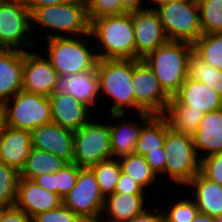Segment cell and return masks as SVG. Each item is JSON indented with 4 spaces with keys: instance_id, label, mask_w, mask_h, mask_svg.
<instances>
[{
    "instance_id": "cell-1",
    "label": "cell",
    "mask_w": 222,
    "mask_h": 222,
    "mask_svg": "<svg viewBox=\"0 0 222 222\" xmlns=\"http://www.w3.org/2000/svg\"><path fill=\"white\" fill-rule=\"evenodd\" d=\"M90 35L93 44L96 40L94 47L99 60H136L133 12L94 19L90 22Z\"/></svg>"
},
{
    "instance_id": "cell-2",
    "label": "cell",
    "mask_w": 222,
    "mask_h": 222,
    "mask_svg": "<svg viewBox=\"0 0 222 222\" xmlns=\"http://www.w3.org/2000/svg\"><path fill=\"white\" fill-rule=\"evenodd\" d=\"M100 97L112 103L109 114L146 113L135 101L132 89L133 59H104L97 63ZM103 95V96H102ZM134 111L132 112L131 110Z\"/></svg>"
},
{
    "instance_id": "cell-3",
    "label": "cell",
    "mask_w": 222,
    "mask_h": 222,
    "mask_svg": "<svg viewBox=\"0 0 222 222\" xmlns=\"http://www.w3.org/2000/svg\"><path fill=\"white\" fill-rule=\"evenodd\" d=\"M31 19L32 30H36L34 27L38 26V29H47L48 32L42 38L43 41L54 37H77L90 34L86 0L37 8L31 14Z\"/></svg>"
},
{
    "instance_id": "cell-4",
    "label": "cell",
    "mask_w": 222,
    "mask_h": 222,
    "mask_svg": "<svg viewBox=\"0 0 222 222\" xmlns=\"http://www.w3.org/2000/svg\"><path fill=\"white\" fill-rule=\"evenodd\" d=\"M193 51V44L169 41L143 58L170 98L179 92L188 77V61Z\"/></svg>"
},
{
    "instance_id": "cell-5",
    "label": "cell",
    "mask_w": 222,
    "mask_h": 222,
    "mask_svg": "<svg viewBox=\"0 0 222 222\" xmlns=\"http://www.w3.org/2000/svg\"><path fill=\"white\" fill-rule=\"evenodd\" d=\"M91 41L90 34L77 37H54L44 41L46 50L41 51H45L44 55L57 75L76 74L94 68L99 61L96 48H93Z\"/></svg>"
},
{
    "instance_id": "cell-6",
    "label": "cell",
    "mask_w": 222,
    "mask_h": 222,
    "mask_svg": "<svg viewBox=\"0 0 222 222\" xmlns=\"http://www.w3.org/2000/svg\"><path fill=\"white\" fill-rule=\"evenodd\" d=\"M169 41L194 44L203 34L197 0H173L154 7Z\"/></svg>"
},
{
    "instance_id": "cell-7",
    "label": "cell",
    "mask_w": 222,
    "mask_h": 222,
    "mask_svg": "<svg viewBox=\"0 0 222 222\" xmlns=\"http://www.w3.org/2000/svg\"><path fill=\"white\" fill-rule=\"evenodd\" d=\"M164 150L166 154L165 175L171 182L185 187L200 172L201 159L197 155L193 136L167 131Z\"/></svg>"
},
{
    "instance_id": "cell-8",
    "label": "cell",
    "mask_w": 222,
    "mask_h": 222,
    "mask_svg": "<svg viewBox=\"0 0 222 222\" xmlns=\"http://www.w3.org/2000/svg\"><path fill=\"white\" fill-rule=\"evenodd\" d=\"M33 33L31 12L25 0L0 3V48L34 50L29 49L36 47Z\"/></svg>"
},
{
    "instance_id": "cell-9",
    "label": "cell",
    "mask_w": 222,
    "mask_h": 222,
    "mask_svg": "<svg viewBox=\"0 0 222 222\" xmlns=\"http://www.w3.org/2000/svg\"><path fill=\"white\" fill-rule=\"evenodd\" d=\"M6 126L33 131L52 122L49 97L21 90L5 101Z\"/></svg>"
},
{
    "instance_id": "cell-10",
    "label": "cell",
    "mask_w": 222,
    "mask_h": 222,
    "mask_svg": "<svg viewBox=\"0 0 222 222\" xmlns=\"http://www.w3.org/2000/svg\"><path fill=\"white\" fill-rule=\"evenodd\" d=\"M94 118L74 132L73 163L78 167H92L112 158L109 123Z\"/></svg>"
},
{
    "instance_id": "cell-11",
    "label": "cell",
    "mask_w": 222,
    "mask_h": 222,
    "mask_svg": "<svg viewBox=\"0 0 222 222\" xmlns=\"http://www.w3.org/2000/svg\"><path fill=\"white\" fill-rule=\"evenodd\" d=\"M62 200L63 205L84 222H92L102 216L105 197L90 167H78L76 185Z\"/></svg>"
},
{
    "instance_id": "cell-12",
    "label": "cell",
    "mask_w": 222,
    "mask_h": 222,
    "mask_svg": "<svg viewBox=\"0 0 222 222\" xmlns=\"http://www.w3.org/2000/svg\"><path fill=\"white\" fill-rule=\"evenodd\" d=\"M132 89L136 103L146 113H165L171 98L164 92L155 73L143 59H133Z\"/></svg>"
},
{
    "instance_id": "cell-13",
    "label": "cell",
    "mask_w": 222,
    "mask_h": 222,
    "mask_svg": "<svg viewBox=\"0 0 222 222\" xmlns=\"http://www.w3.org/2000/svg\"><path fill=\"white\" fill-rule=\"evenodd\" d=\"M23 51L22 90L50 97L57 82V72L44 53Z\"/></svg>"
},
{
    "instance_id": "cell-14",
    "label": "cell",
    "mask_w": 222,
    "mask_h": 222,
    "mask_svg": "<svg viewBox=\"0 0 222 222\" xmlns=\"http://www.w3.org/2000/svg\"><path fill=\"white\" fill-rule=\"evenodd\" d=\"M126 115L128 114H111L112 118H109L114 121L113 124L109 123L113 158L134 154L143 127L155 116L149 113H138L133 116H138L137 118L127 120ZM137 119L141 121H136Z\"/></svg>"
},
{
    "instance_id": "cell-15",
    "label": "cell",
    "mask_w": 222,
    "mask_h": 222,
    "mask_svg": "<svg viewBox=\"0 0 222 222\" xmlns=\"http://www.w3.org/2000/svg\"><path fill=\"white\" fill-rule=\"evenodd\" d=\"M136 60L145 58L169 39L154 8L133 12Z\"/></svg>"
},
{
    "instance_id": "cell-16",
    "label": "cell",
    "mask_w": 222,
    "mask_h": 222,
    "mask_svg": "<svg viewBox=\"0 0 222 222\" xmlns=\"http://www.w3.org/2000/svg\"><path fill=\"white\" fill-rule=\"evenodd\" d=\"M53 93L71 95L90 109H96L95 104L99 105L98 101L102 100L99 93L97 65L80 73L58 75Z\"/></svg>"
},
{
    "instance_id": "cell-17",
    "label": "cell",
    "mask_w": 222,
    "mask_h": 222,
    "mask_svg": "<svg viewBox=\"0 0 222 222\" xmlns=\"http://www.w3.org/2000/svg\"><path fill=\"white\" fill-rule=\"evenodd\" d=\"M32 147L45 150L68 163H73L74 132L56 123H48L31 131Z\"/></svg>"
},
{
    "instance_id": "cell-18",
    "label": "cell",
    "mask_w": 222,
    "mask_h": 222,
    "mask_svg": "<svg viewBox=\"0 0 222 222\" xmlns=\"http://www.w3.org/2000/svg\"><path fill=\"white\" fill-rule=\"evenodd\" d=\"M52 122L70 131H77L90 120L96 110L92 111L71 95L53 93L50 97Z\"/></svg>"
},
{
    "instance_id": "cell-19",
    "label": "cell",
    "mask_w": 222,
    "mask_h": 222,
    "mask_svg": "<svg viewBox=\"0 0 222 222\" xmlns=\"http://www.w3.org/2000/svg\"><path fill=\"white\" fill-rule=\"evenodd\" d=\"M62 204V197L57 193L42 188L34 181L19 178L15 205L26 212L31 219L40 213L56 209Z\"/></svg>"
},
{
    "instance_id": "cell-20",
    "label": "cell",
    "mask_w": 222,
    "mask_h": 222,
    "mask_svg": "<svg viewBox=\"0 0 222 222\" xmlns=\"http://www.w3.org/2000/svg\"><path fill=\"white\" fill-rule=\"evenodd\" d=\"M173 99L184 110L202 111L205 114L222 108V98L215 90L189 77Z\"/></svg>"
},
{
    "instance_id": "cell-21",
    "label": "cell",
    "mask_w": 222,
    "mask_h": 222,
    "mask_svg": "<svg viewBox=\"0 0 222 222\" xmlns=\"http://www.w3.org/2000/svg\"><path fill=\"white\" fill-rule=\"evenodd\" d=\"M31 148V131L6 126L0 136V162L20 173L25 166Z\"/></svg>"
},
{
    "instance_id": "cell-22",
    "label": "cell",
    "mask_w": 222,
    "mask_h": 222,
    "mask_svg": "<svg viewBox=\"0 0 222 222\" xmlns=\"http://www.w3.org/2000/svg\"><path fill=\"white\" fill-rule=\"evenodd\" d=\"M23 51L0 48V103L22 90Z\"/></svg>"
},
{
    "instance_id": "cell-23",
    "label": "cell",
    "mask_w": 222,
    "mask_h": 222,
    "mask_svg": "<svg viewBox=\"0 0 222 222\" xmlns=\"http://www.w3.org/2000/svg\"><path fill=\"white\" fill-rule=\"evenodd\" d=\"M192 136L197 155L200 159L221 153L222 108L206 113Z\"/></svg>"
},
{
    "instance_id": "cell-24",
    "label": "cell",
    "mask_w": 222,
    "mask_h": 222,
    "mask_svg": "<svg viewBox=\"0 0 222 222\" xmlns=\"http://www.w3.org/2000/svg\"><path fill=\"white\" fill-rule=\"evenodd\" d=\"M192 189L191 198L199 212L214 218L222 217V186L210 181L198 172L185 186Z\"/></svg>"
},
{
    "instance_id": "cell-25",
    "label": "cell",
    "mask_w": 222,
    "mask_h": 222,
    "mask_svg": "<svg viewBox=\"0 0 222 222\" xmlns=\"http://www.w3.org/2000/svg\"><path fill=\"white\" fill-rule=\"evenodd\" d=\"M147 199V194L114 192L105 197L102 216H106L105 219L113 222H126L142 213L146 206H150ZM145 204L147 205L145 206Z\"/></svg>"
},
{
    "instance_id": "cell-26",
    "label": "cell",
    "mask_w": 222,
    "mask_h": 222,
    "mask_svg": "<svg viewBox=\"0 0 222 222\" xmlns=\"http://www.w3.org/2000/svg\"><path fill=\"white\" fill-rule=\"evenodd\" d=\"M69 163L45 150L31 148L24 168L20 172V178L33 181L47 173H55L63 169Z\"/></svg>"
},
{
    "instance_id": "cell-27",
    "label": "cell",
    "mask_w": 222,
    "mask_h": 222,
    "mask_svg": "<svg viewBox=\"0 0 222 222\" xmlns=\"http://www.w3.org/2000/svg\"><path fill=\"white\" fill-rule=\"evenodd\" d=\"M170 126L163 115H155L142 129L137 140L134 154L146 155L148 152L161 151Z\"/></svg>"
},
{
    "instance_id": "cell-28",
    "label": "cell",
    "mask_w": 222,
    "mask_h": 222,
    "mask_svg": "<svg viewBox=\"0 0 222 222\" xmlns=\"http://www.w3.org/2000/svg\"><path fill=\"white\" fill-rule=\"evenodd\" d=\"M204 115L202 111L184 110L173 98L163 114L172 130L188 135L196 132Z\"/></svg>"
},
{
    "instance_id": "cell-29",
    "label": "cell",
    "mask_w": 222,
    "mask_h": 222,
    "mask_svg": "<svg viewBox=\"0 0 222 222\" xmlns=\"http://www.w3.org/2000/svg\"><path fill=\"white\" fill-rule=\"evenodd\" d=\"M118 160L121 165V171L130 175L131 178L135 179V181L138 182L145 190H150L148 187L152 188L154 184H158L157 182H159V179L151 170L144 156L130 154L122 156L118 158Z\"/></svg>"
},
{
    "instance_id": "cell-30",
    "label": "cell",
    "mask_w": 222,
    "mask_h": 222,
    "mask_svg": "<svg viewBox=\"0 0 222 222\" xmlns=\"http://www.w3.org/2000/svg\"><path fill=\"white\" fill-rule=\"evenodd\" d=\"M188 77L206 84L222 98V70L213 68L194 51L188 61Z\"/></svg>"
},
{
    "instance_id": "cell-31",
    "label": "cell",
    "mask_w": 222,
    "mask_h": 222,
    "mask_svg": "<svg viewBox=\"0 0 222 222\" xmlns=\"http://www.w3.org/2000/svg\"><path fill=\"white\" fill-rule=\"evenodd\" d=\"M193 47L202 60L213 68L222 70V33L203 34Z\"/></svg>"
},
{
    "instance_id": "cell-32",
    "label": "cell",
    "mask_w": 222,
    "mask_h": 222,
    "mask_svg": "<svg viewBox=\"0 0 222 222\" xmlns=\"http://www.w3.org/2000/svg\"><path fill=\"white\" fill-rule=\"evenodd\" d=\"M99 185V189L104 197L115 192L117 182L121 174V165L118 158L103 160L90 167Z\"/></svg>"
},
{
    "instance_id": "cell-33",
    "label": "cell",
    "mask_w": 222,
    "mask_h": 222,
    "mask_svg": "<svg viewBox=\"0 0 222 222\" xmlns=\"http://www.w3.org/2000/svg\"><path fill=\"white\" fill-rule=\"evenodd\" d=\"M202 34L222 33V0H197Z\"/></svg>"
},
{
    "instance_id": "cell-34",
    "label": "cell",
    "mask_w": 222,
    "mask_h": 222,
    "mask_svg": "<svg viewBox=\"0 0 222 222\" xmlns=\"http://www.w3.org/2000/svg\"><path fill=\"white\" fill-rule=\"evenodd\" d=\"M190 198V199H189ZM177 199V201H175ZM174 199L168 207L162 209V222H192L199 213V209L191 196L183 199Z\"/></svg>"
},
{
    "instance_id": "cell-35",
    "label": "cell",
    "mask_w": 222,
    "mask_h": 222,
    "mask_svg": "<svg viewBox=\"0 0 222 222\" xmlns=\"http://www.w3.org/2000/svg\"><path fill=\"white\" fill-rule=\"evenodd\" d=\"M19 178L16 169L0 162V207L15 205Z\"/></svg>"
},
{
    "instance_id": "cell-36",
    "label": "cell",
    "mask_w": 222,
    "mask_h": 222,
    "mask_svg": "<svg viewBox=\"0 0 222 222\" xmlns=\"http://www.w3.org/2000/svg\"><path fill=\"white\" fill-rule=\"evenodd\" d=\"M89 21L128 13L120 0H86Z\"/></svg>"
},
{
    "instance_id": "cell-37",
    "label": "cell",
    "mask_w": 222,
    "mask_h": 222,
    "mask_svg": "<svg viewBox=\"0 0 222 222\" xmlns=\"http://www.w3.org/2000/svg\"><path fill=\"white\" fill-rule=\"evenodd\" d=\"M77 177L78 166L74 163H69L63 169L53 173L55 193L63 198L76 185Z\"/></svg>"
},
{
    "instance_id": "cell-38",
    "label": "cell",
    "mask_w": 222,
    "mask_h": 222,
    "mask_svg": "<svg viewBox=\"0 0 222 222\" xmlns=\"http://www.w3.org/2000/svg\"><path fill=\"white\" fill-rule=\"evenodd\" d=\"M200 173L222 186V152L201 159Z\"/></svg>"
},
{
    "instance_id": "cell-39",
    "label": "cell",
    "mask_w": 222,
    "mask_h": 222,
    "mask_svg": "<svg viewBox=\"0 0 222 222\" xmlns=\"http://www.w3.org/2000/svg\"><path fill=\"white\" fill-rule=\"evenodd\" d=\"M31 222H84L68 207L63 204L53 210L40 213L31 219Z\"/></svg>"
},
{
    "instance_id": "cell-40",
    "label": "cell",
    "mask_w": 222,
    "mask_h": 222,
    "mask_svg": "<svg viewBox=\"0 0 222 222\" xmlns=\"http://www.w3.org/2000/svg\"><path fill=\"white\" fill-rule=\"evenodd\" d=\"M135 179L121 171L115 192L128 194H149Z\"/></svg>"
},
{
    "instance_id": "cell-41",
    "label": "cell",
    "mask_w": 222,
    "mask_h": 222,
    "mask_svg": "<svg viewBox=\"0 0 222 222\" xmlns=\"http://www.w3.org/2000/svg\"><path fill=\"white\" fill-rule=\"evenodd\" d=\"M144 158L158 178L165 174L166 154L164 146L161 147V151L148 152Z\"/></svg>"
},
{
    "instance_id": "cell-42",
    "label": "cell",
    "mask_w": 222,
    "mask_h": 222,
    "mask_svg": "<svg viewBox=\"0 0 222 222\" xmlns=\"http://www.w3.org/2000/svg\"><path fill=\"white\" fill-rule=\"evenodd\" d=\"M0 222H31L30 216L16 205L0 207Z\"/></svg>"
},
{
    "instance_id": "cell-43",
    "label": "cell",
    "mask_w": 222,
    "mask_h": 222,
    "mask_svg": "<svg viewBox=\"0 0 222 222\" xmlns=\"http://www.w3.org/2000/svg\"><path fill=\"white\" fill-rule=\"evenodd\" d=\"M149 208H151V211ZM161 210V212H160ZM126 222H162V208L156 206L146 208L142 213L134 216Z\"/></svg>"
},
{
    "instance_id": "cell-44",
    "label": "cell",
    "mask_w": 222,
    "mask_h": 222,
    "mask_svg": "<svg viewBox=\"0 0 222 222\" xmlns=\"http://www.w3.org/2000/svg\"><path fill=\"white\" fill-rule=\"evenodd\" d=\"M31 14L37 9L44 6L56 5V4H66L69 2H74L76 0H25Z\"/></svg>"
},
{
    "instance_id": "cell-45",
    "label": "cell",
    "mask_w": 222,
    "mask_h": 222,
    "mask_svg": "<svg viewBox=\"0 0 222 222\" xmlns=\"http://www.w3.org/2000/svg\"><path fill=\"white\" fill-rule=\"evenodd\" d=\"M122 7L128 12H136L149 8V0H120ZM147 3V4H145ZM148 6V7H147Z\"/></svg>"
},
{
    "instance_id": "cell-46",
    "label": "cell",
    "mask_w": 222,
    "mask_h": 222,
    "mask_svg": "<svg viewBox=\"0 0 222 222\" xmlns=\"http://www.w3.org/2000/svg\"><path fill=\"white\" fill-rule=\"evenodd\" d=\"M33 181L42 188L55 193V188H53V173L43 174L36 177Z\"/></svg>"
},
{
    "instance_id": "cell-47",
    "label": "cell",
    "mask_w": 222,
    "mask_h": 222,
    "mask_svg": "<svg viewBox=\"0 0 222 222\" xmlns=\"http://www.w3.org/2000/svg\"><path fill=\"white\" fill-rule=\"evenodd\" d=\"M6 128V112L3 103H0V136Z\"/></svg>"
},
{
    "instance_id": "cell-48",
    "label": "cell",
    "mask_w": 222,
    "mask_h": 222,
    "mask_svg": "<svg viewBox=\"0 0 222 222\" xmlns=\"http://www.w3.org/2000/svg\"><path fill=\"white\" fill-rule=\"evenodd\" d=\"M192 222H217V218L199 212Z\"/></svg>"
},
{
    "instance_id": "cell-49",
    "label": "cell",
    "mask_w": 222,
    "mask_h": 222,
    "mask_svg": "<svg viewBox=\"0 0 222 222\" xmlns=\"http://www.w3.org/2000/svg\"><path fill=\"white\" fill-rule=\"evenodd\" d=\"M173 1V0H149V7L154 8L156 5H159L164 2Z\"/></svg>"
},
{
    "instance_id": "cell-50",
    "label": "cell",
    "mask_w": 222,
    "mask_h": 222,
    "mask_svg": "<svg viewBox=\"0 0 222 222\" xmlns=\"http://www.w3.org/2000/svg\"><path fill=\"white\" fill-rule=\"evenodd\" d=\"M92 222H113V221L107 220V219L103 218V216H99L96 220H94Z\"/></svg>"
},
{
    "instance_id": "cell-51",
    "label": "cell",
    "mask_w": 222,
    "mask_h": 222,
    "mask_svg": "<svg viewBox=\"0 0 222 222\" xmlns=\"http://www.w3.org/2000/svg\"><path fill=\"white\" fill-rule=\"evenodd\" d=\"M9 1H14V0H0V3H6V2H9Z\"/></svg>"
},
{
    "instance_id": "cell-52",
    "label": "cell",
    "mask_w": 222,
    "mask_h": 222,
    "mask_svg": "<svg viewBox=\"0 0 222 222\" xmlns=\"http://www.w3.org/2000/svg\"><path fill=\"white\" fill-rule=\"evenodd\" d=\"M217 222H222V217L217 218Z\"/></svg>"
}]
</instances>
